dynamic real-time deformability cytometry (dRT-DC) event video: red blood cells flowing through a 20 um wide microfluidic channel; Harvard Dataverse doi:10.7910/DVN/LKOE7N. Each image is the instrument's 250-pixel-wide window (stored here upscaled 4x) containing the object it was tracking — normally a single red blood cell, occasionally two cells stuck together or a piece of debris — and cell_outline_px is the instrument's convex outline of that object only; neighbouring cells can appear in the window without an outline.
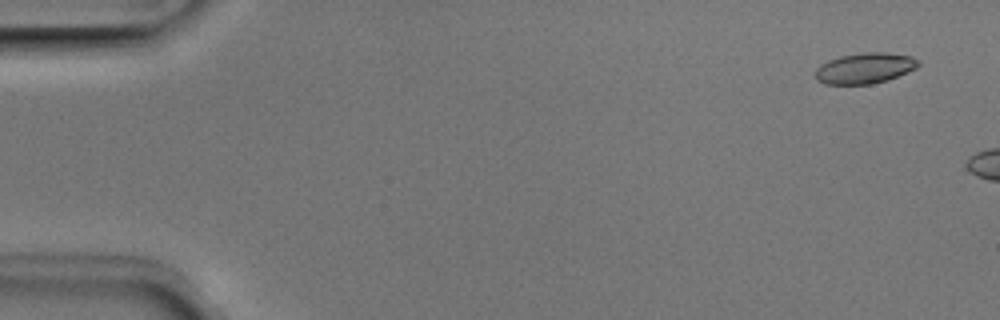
{"species": "Egyptian fruit bat (a non-hibernating species)", "species_latin": "Rousettus aegyptiacus", "temperature_condition": "room temperature", "stored_images_in_passage": 2, "camera_frame_rate_fps": 3000, "um_per_image_px": 0.085, "animal": {"sex": "male"}, "frame": {"image": 1, "passage_image": 1, "time_ms": 0.0, "image_size_px": [1000, 320], "cell_outline_px": [[920, 64], [916, 68], [888, 80], [872, 84], [824, 84], [816, 80], [816, 68], [820, 64], [828, 60], [840, 56], [864, 52], [888, 52], [912, 56], [920, 60]], "centroid_in_image_um": [73.52, 5.79], "position_along_channel_um": 11.5, "area_um2": 18.61}}